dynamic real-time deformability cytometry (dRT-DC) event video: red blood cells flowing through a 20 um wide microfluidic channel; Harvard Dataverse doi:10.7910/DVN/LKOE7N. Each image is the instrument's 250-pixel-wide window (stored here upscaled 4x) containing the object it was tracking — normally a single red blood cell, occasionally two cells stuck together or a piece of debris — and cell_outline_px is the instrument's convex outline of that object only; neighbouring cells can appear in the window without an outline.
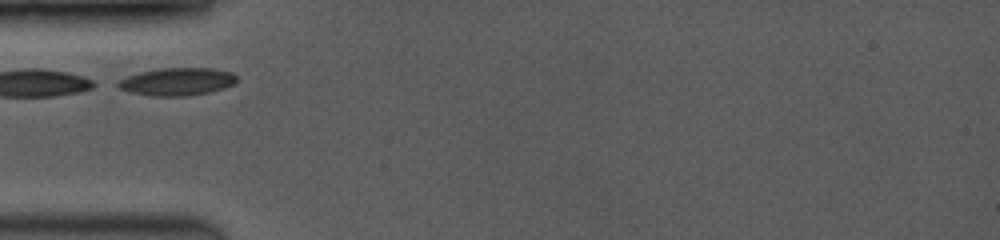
{"species": "common noctule bat (a hibernating species)", "species_latin": "Nyctalus noctula", "temperature_condition": "room temperature", "stored_images_in_passage": 13, "camera_frame_rate_fps": 3500, "um_per_image_px": 0.085, "animal": {"sex": "female", "body_mass_g": 19.0, "forearm_length_mm": 53.3}, "frame": {"image": 1, "passage_image": 1, "time_ms": 0.0, "image_size_px": [1000, 240], "cell_outline_px": [[236, 84], [224, 88], [208, 92], [184, 96], [152, 96], [132, 92], [120, 88], [112, 84], [128, 76], [140, 72], [160, 68], [212, 68], [232, 72], [236, 76]], "centroid_in_image_um": [15.06, 6.93], "position_along_channel_um": 69.9, "area_um2": 19.13}}
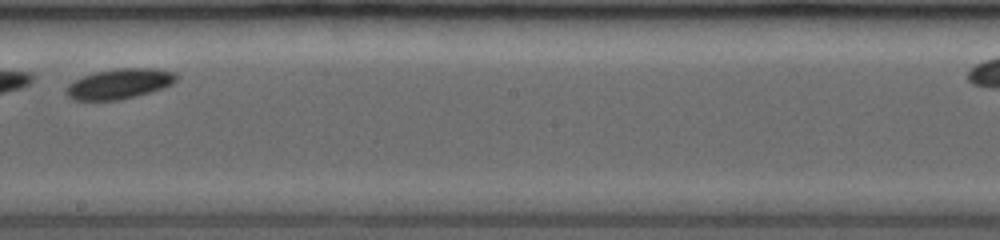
{"frame": {"image": 2, "passage_image": 11, "time_ms": 4.286, "image_size_px": [1000, 240], "cell_outline_px": [[180, 76], [172, 84], [164, 88], [136, 96], [120, 100], [72, 100], [64, 92], [64, 88], [68, 84], [84, 76], [96, 72], [116, 68], [156, 68], [176, 72]], "centroid_in_image_um": [10.17, 7.12], "position_along_channel_um": 238.0, "area_um2": 19.59}}